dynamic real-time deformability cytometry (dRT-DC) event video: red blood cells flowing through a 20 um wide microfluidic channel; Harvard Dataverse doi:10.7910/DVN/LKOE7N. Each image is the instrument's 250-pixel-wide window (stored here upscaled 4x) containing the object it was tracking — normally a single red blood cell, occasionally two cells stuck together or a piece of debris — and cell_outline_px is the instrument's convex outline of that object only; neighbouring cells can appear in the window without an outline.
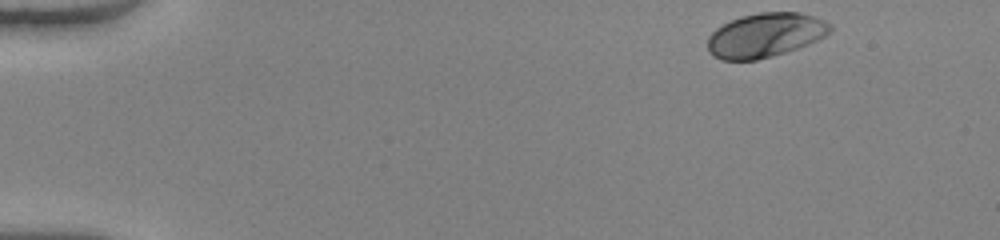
{"species": "human", "species_latin": "Homo sapiens", "temperature_condition": "warm", "stored_images_in_passage": 46, "camera_frame_rate_fps": 3000, "um_per_image_px": 0.085, "donor": {"sex": "female"}, "frame": {"image": 1, "passage_image": 1, "time_ms": 0.0, "image_size_px": [1000, 240], "cell_outline_px": [[832, 32], [808, 44], [772, 56], [756, 60], [720, 60], [712, 56], [708, 52], [708, 36], [716, 28], [740, 16], [760, 12], [800, 12], [824, 20], [832, 24]], "centroid_in_image_um": [65.04, 2.99], "position_along_channel_um": 20.0, "area_um2": 31.62}}
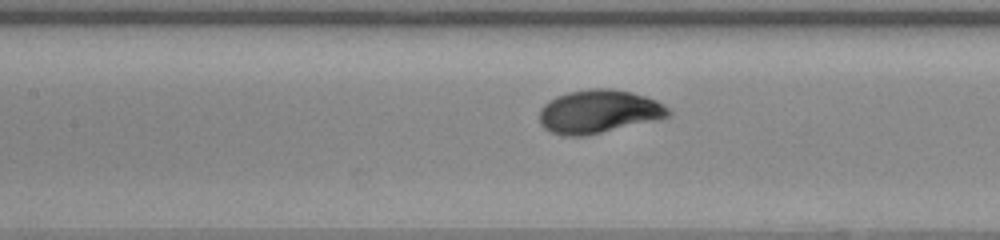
{"frame": {"image": 2, "passage_image": 20, "time_ms": 6.333, "image_size_px": [1000, 240], "cell_outline_px": [[672, 116], [660, 120], [584, 136], [560, 136], [548, 132], [540, 124], [540, 108], [548, 100], [556, 96], [568, 92], [588, 88], [608, 88], [632, 92], [656, 100], [664, 104], [672, 112]], "centroid_in_image_um": [50.9, 9.49], "position_along_channel_um": 156.5, "area_um2": 33.18}}
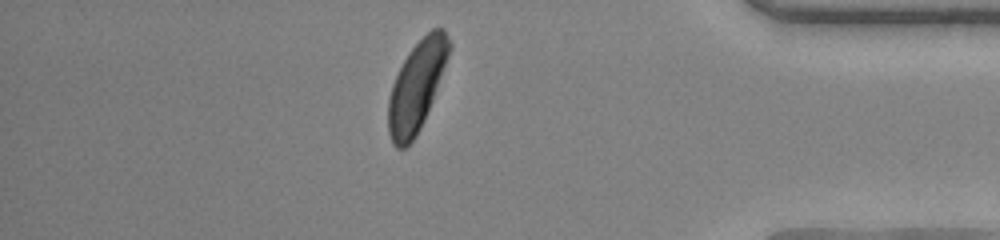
{"frame": {"image": 3, "passage_image": 40, "time_ms": 13.0, "image_size_px": [1000, 240], "cell_outline_px": [[452, 48], [432, 100], [424, 120], [416, 136], [404, 148], [396, 148], [392, 144], [388, 132], [388, 100], [392, 84], [408, 52], [432, 28], [444, 28], [452, 40]], "centroid_in_image_um": [35.43, 7.31], "position_along_channel_um": 399.8, "area_um2": 31.67}, "authors_computed_cell_mechanics": {"area_um2": 31.6744, "velocity_mm_per_s": 4.057, "shape_relaxation_time_tau1_ms": 1.6907, "shape_relaxation_time_tau2_ms": null, "deformation_change_tau1": 0.1369, "deformation_change_tau2": null}}